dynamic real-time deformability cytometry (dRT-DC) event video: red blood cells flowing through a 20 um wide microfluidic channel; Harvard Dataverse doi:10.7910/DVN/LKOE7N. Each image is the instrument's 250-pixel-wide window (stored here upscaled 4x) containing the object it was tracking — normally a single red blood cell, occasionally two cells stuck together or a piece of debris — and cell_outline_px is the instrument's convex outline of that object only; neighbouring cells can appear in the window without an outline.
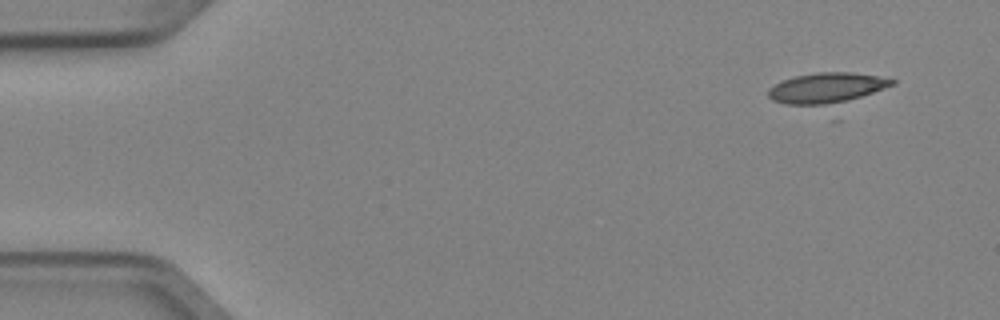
{"species": "Egyptian fruit bat (a non-hibernating species)", "species_latin": "Rousettus aegyptiacus", "temperature_condition": "cold", "stored_images_in_passage": 4, "camera_frame_rate_fps": 3000, "um_per_image_px": 0.085, "animal": {"sex": "female"}, "frame": {"image": 1, "passage_image": 1, "time_ms": 0.0, "image_size_px": [1000, 320], "cell_outline_px": [[896, 84], [840, 104], [788, 104], [772, 100], [768, 96], [768, 88], [784, 80], [796, 76], [816, 72], [852, 72], [876, 76], [896, 80]], "centroid_in_image_um": [70.29, 7.47], "position_along_channel_um": 14.7, "area_um2": 21.73}}
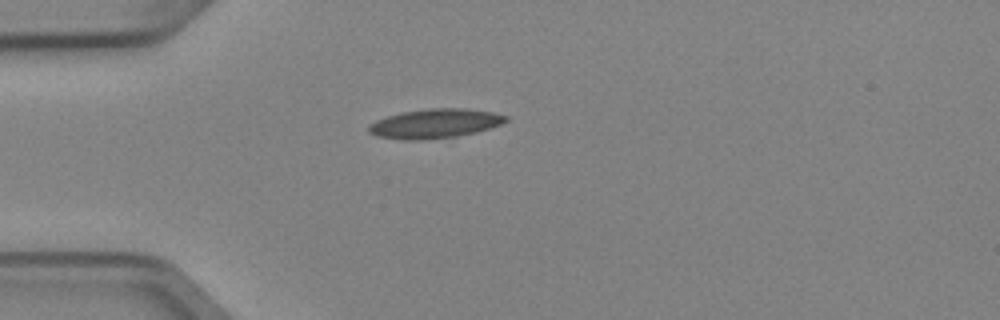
{"frame": {"image": 2, "passage_image": 4, "time_ms": 1.0, "image_size_px": [1000, 320], "cell_outline_px": [[508, 120], [500, 124], [476, 132], [456, 136], [424, 140], [400, 140], [376, 136], [368, 132], [368, 124], [376, 120], [388, 116], [404, 112], [428, 108], [464, 108], [492, 112], [508, 116]], "centroid_in_image_um": [36.93, 10.51], "position_along_channel_um": 48.1, "area_um2": 23.41}}